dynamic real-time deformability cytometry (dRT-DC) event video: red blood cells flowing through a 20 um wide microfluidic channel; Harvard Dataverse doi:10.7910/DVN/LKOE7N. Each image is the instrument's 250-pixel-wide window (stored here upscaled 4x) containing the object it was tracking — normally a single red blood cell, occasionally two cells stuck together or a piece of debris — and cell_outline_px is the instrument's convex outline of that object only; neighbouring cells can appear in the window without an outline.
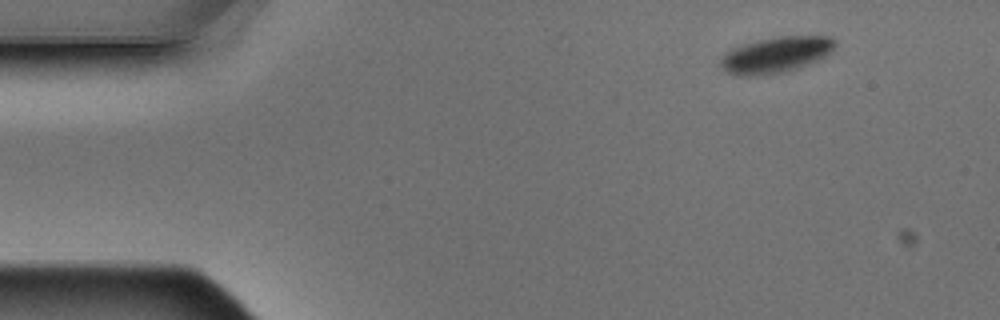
{"species": "Egyptian fruit bat (a non-hibernating species)", "species_latin": "Rousettus aegyptiacus", "temperature_condition": "warm", "stored_images_in_passage": 4, "camera_frame_rate_fps": 3000, "um_per_image_px": 0.085, "animal": {"sex": "male"}, "frame": {"image": 1, "passage_image": 1, "time_ms": 0.0, "image_size_px": [1000, 320], "cell_outline_px": [[836, 44], [832, 52], [808, 64], [796, 68], [780, 72], [760, 76], [736, 76], [728, 72], [720, 64], [720, 56], [724, 52], [732, 48], [756, 40], [780, 36], [832, 36], [836, 40]], "centroid_in_image_um": [65.93, 4.65], "position_along_channel_um": 19.1, "area_um2": 24.04}}
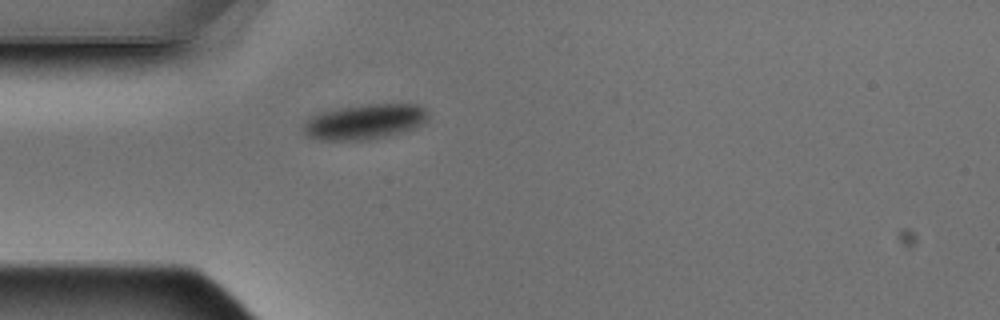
{"frame": {"image": 2, "passage_image": 4, "time_ms": 1.0, "image_size_px": [1000, 320], "cell_outline_px": [[428, 120], [424, 124], [408, 132], [368, 140], [320, 140], [308, 136], [300, 128], [312, 116], [320, 112], [336, 108], [368, 104], [420, 104], [428, 112]], "centroid_in_image_um": [31.05, 10.35], "position_along_channel_um": 53.9, "area_um2": 26.07}}